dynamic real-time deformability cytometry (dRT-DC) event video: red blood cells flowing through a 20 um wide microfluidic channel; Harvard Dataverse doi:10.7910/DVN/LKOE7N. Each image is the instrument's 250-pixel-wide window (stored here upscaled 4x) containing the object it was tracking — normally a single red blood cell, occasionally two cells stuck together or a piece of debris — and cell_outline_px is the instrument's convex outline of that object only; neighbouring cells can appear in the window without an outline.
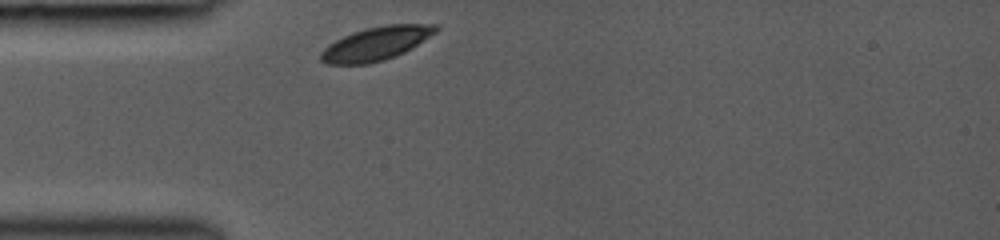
{"species": "common noctule bat (a hibernating species)", "species_latin": "Nyctalus noctula", "temperature_condition": "room temperature", "stored_images_in_passage": 33, "camera_frame_rate_fps": 3000, "um_per_image_px": 0.085, "animal": {"sex": "female", "body_mass_g": 19.0, "forearm_length_mm": 53.3}, "frame": {"image": 1, "passage_image": 1, "time_ms": 0.0, "image_size_px": [1000, 240], "cell_outline_px": [[440, 28], [436, 32], [412, 48], [396, 56], [384, 60], [368, 64], [328, 64], [320, 60], [320, 52], [328, 44], [352, 32], [364, 28], [388, 24], [436, 24]], "centroid_in_image_um": [31.97, 3.7], "position_along_channel_um": 53.0, "area_um2": 22.54}}
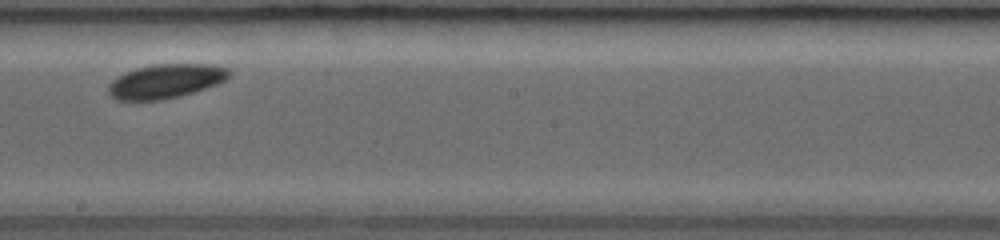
{"frame": {"image": 2, "passage_image": 16, "time_ms": 4.667, "image_size_px": [1000, 240], "cell_outline_px": [[232, 72], [224, 80], [216, 84], [180, 96], [160, 100], [116, 100], [108, 92], [108, 84], [116, 76], [124, 72], [136, 68], [152, 64], [212, 64], [228, 68]], "centroid_in_image_um": [14.05, 6.89], "position_along_channel_um": 234.2, "area_um2": 24.04}}
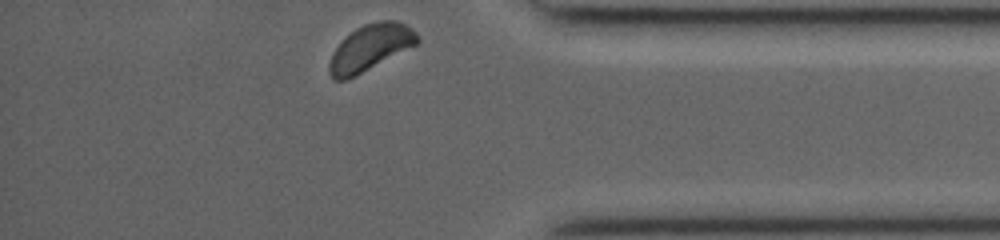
{"frame": {"image": 3, "passage_image": 32, "time_ms": 9.0, "image_size_px": [1000, 240], "cell_outline_px": [[420, 40], [416, 44], [356, 76], [344, 80], [336, 80], [328, 72], [328, 64], [332, 52], [356, 28], [364, 24], [380, 20], [396, 20], [412, 28], [420, 36]], "centroid_in_image_um": [31.48, 4.05], "position_along_channel_um": 403.7, "area_um2": 23.41}}